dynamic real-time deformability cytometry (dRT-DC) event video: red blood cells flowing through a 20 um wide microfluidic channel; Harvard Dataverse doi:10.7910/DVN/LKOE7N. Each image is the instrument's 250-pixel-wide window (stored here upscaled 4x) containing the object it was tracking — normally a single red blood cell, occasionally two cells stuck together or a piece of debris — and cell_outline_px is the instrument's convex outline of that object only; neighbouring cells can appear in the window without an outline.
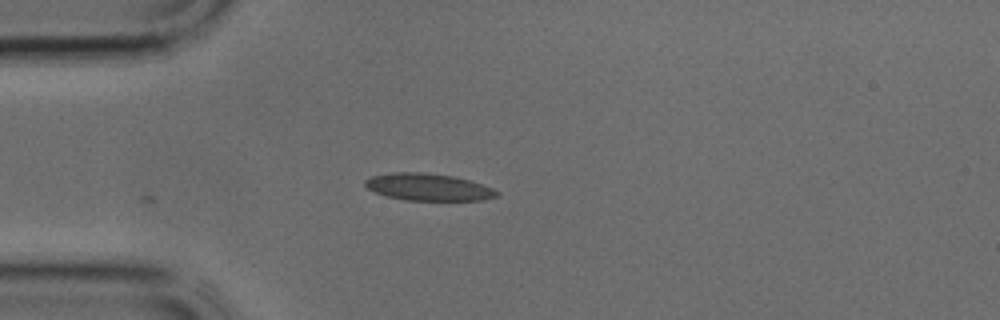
{"species": "common noctule bat (a hibernating species)", "species_latin": "Nyctalus noctula", "temperature_condition": "cold", "stored_images_in_passage": 18, "camera_frame_rate_fps": 3000, "um_per_image_px": 0.085, "animal": {"sex": "male", "body_mass_g": 17.9, "forearm_length_mm": 54.2}, "frame": {"image": 1, "passage_image": 1, "time_ms": 0.0, "image_size_px": [1000, 320], "cell_outline_px": [[500, 196], [484, 200], [404, 200], [388, 196], [376, 192], [368, 188], [364, 184], [364, 180], [372, 176], [392, 172], [420, 172], [452, 176], [468, 180], [492, 188], [500, 192]], "centroid_in_image_um": [36.42, 15.9], "position_along_channel_um": 48.6, "area_um2": 20.63}}
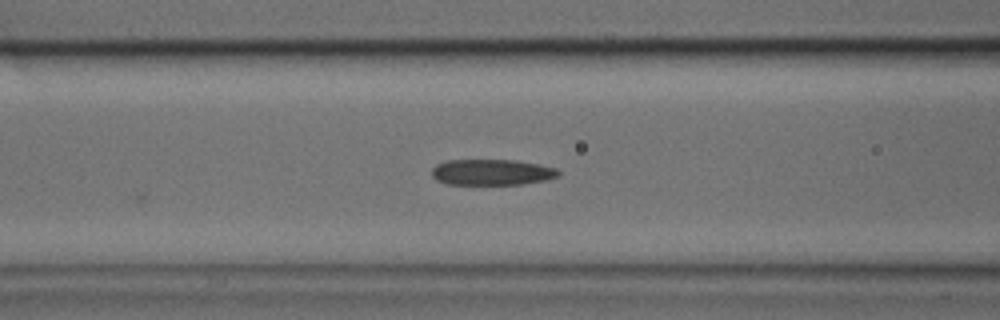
{"frame": {"image": 2, "passage_image": 6, "time_ms": 1.667, "image_size_px": [1000, 320], "cell_outline_px": [[560, 176], [548, 180], [520, 184], [448, 184], [436, 180], [432, 176], [432, 168], [436, 164], [448, 160], [516, 160], [540, 164], [556, 168], [560, 172]], "centroid_in_image_um": [41.83, 14.63], "position_along_channel_um": 124.8, "area_um2": 19.25}}
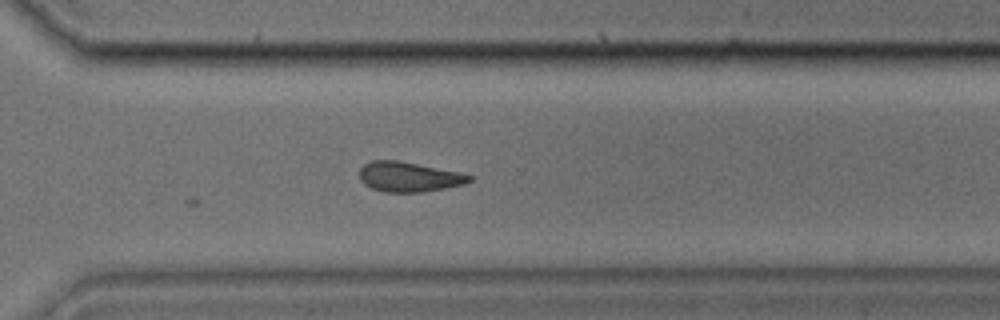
{"frame": {"image": 3, "passage_image": 18, "time_ms": 5.667, "image_size_px": [1000, 320], "cell_outline_px": [[472, 180], [464, 184], [424, 192], [384, 192], [372, 188], [364, 184], [360, 180], [360, 168], [364, 164], [372, 160], [400, 160], [460, 172], [472, 176]], "centroid_in_image_um": [34.75, 15.02], "position_along_channel_um": 335.9, "area_um2": 19.25}}